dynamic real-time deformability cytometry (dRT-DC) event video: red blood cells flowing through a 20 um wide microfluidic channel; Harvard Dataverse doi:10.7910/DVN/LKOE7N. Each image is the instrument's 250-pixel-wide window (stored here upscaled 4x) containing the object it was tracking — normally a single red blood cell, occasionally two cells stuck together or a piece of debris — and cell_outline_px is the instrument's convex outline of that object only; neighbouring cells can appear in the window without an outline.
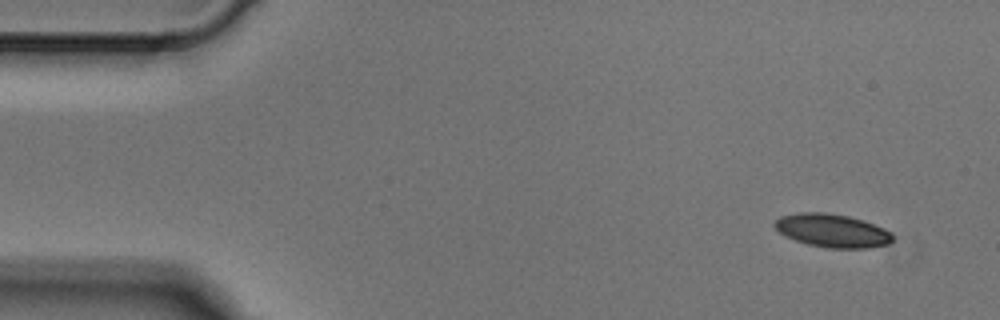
{"species": "Egyptian fruit bat (a non-hibernating species)", "species_latin": "Rousettus aegyptiacus", "temperature_condition": "cold", "stored_images_in_passage": 6, "camera_frame_rate_fps": 3000, "um_per_image_px": 0.085, "animal": {"sex": "male"}, "frame": {"image": 1, "passage_image": 1, "time_ms": 0.0, "image_size_px": [1000, 320], "cell_outline_px": [[892, 240], [888, 244], [872, 248], [828, 248], [808, 244], [784, 236], [772, 224], [780, 216], [800, 212], [824, 212], [848, 216], [864, 220], [884, 228], [892, 232]], "centroid_in_image_um": [70.75, 19.6], "position_along_channel_um": 14.3, "area_um2": 23.0}}
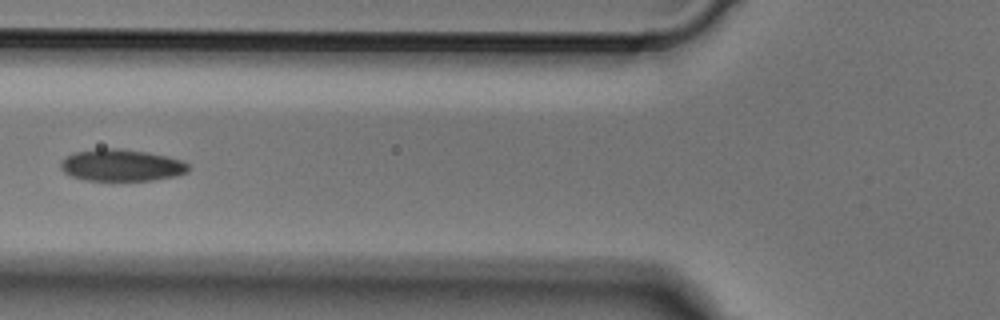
{"frame": {"image": 2, "passage_image": 5, "time_ms": 1.333, "image_size_px": [1000, 320], "cell_outline_px": [[188, 172], [176, 176], [152, 180], [84, 180], [72, 176], [64, 172], [60, 168], [60, 160], [64, 156], [72, 152], [100, 148], [116, 148], [148, 152], [168, 156], [180, 160], [188, 164]], "centroid_in_image_um": [10.28, 14.03], "position_along_channel_um": 115.5, "area_um2": 23.87}}
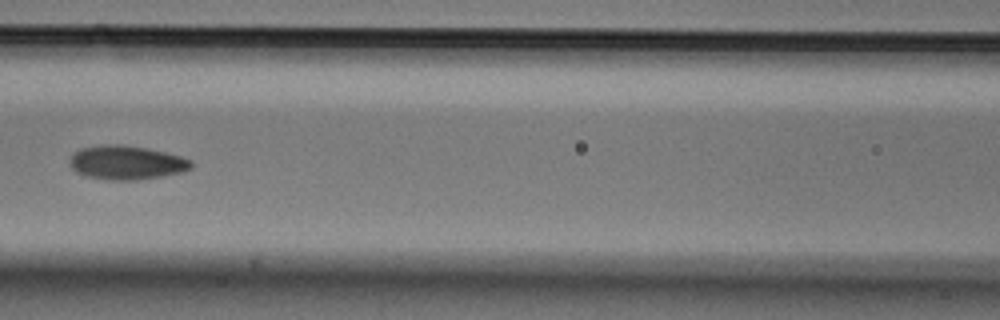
{"frame": {"image": 3, "passage_image": 6, "time_ms": 1.667, "image_size_px": [1000, 320], "cell_outline_px": [[192, 168], [184, 172], [136, 180], [112, 180], [88, 176], [76, 172], [72, 168], [68, 160], [80, 148], [104, 144], [120, 144], [144, 148], [164, 152], [180, 156], [192, 160]], "centroid_in_image_um": [10.76, 13.82], "position_along_channel_um": 155.8, "area_um2": 23.87}}